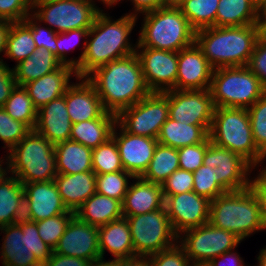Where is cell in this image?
Here are the masks:
<instances>
[{
  "instance_id": "obj_57",
  "label": "cell",
  "mask_w": 266,
  "mask_h": 266,
  "mask_svg": "<svg viewBox=\"0 0 266 266\" xmlns=\"http://www.w3.org/2000/svg\"><path fill=\"white\" fill-rule=\"evenodd\" d=\"M117 266H152L149 256L136 255L117 260Z\"/></svg>"
},
{
  "instance_id": "obj_4",
  "label": "cell",
  "mask_w": 266,
  "mask_h": 266,
  "mask_svg": "<svg viewBox=\"0 0 266 266\" xmlns=\"http://www.w3.org/2000/svg\"><path fill=\"white\" fill-rule=\"evenodd\" d=\"M142 15L137 47L179 52L195 43L196 30L178 6H163Z\"/></svg>"
},
{
  "instance_id": "obj_45",
  "label": "cell",
  "mask_w": 266,
  "mask_h": 266,
  "mask_svg": "<svg viewBox=\"0 0 266 266\" xmlns=\"http://www.w3.org/2000/svg\"><path fill=\"white\" fill-rule=\"evenodd\" d=\"M89 29L90 28H80L57 34V39H56L57 59L62 64L70 65L75 69V59L74 58L69 59V57H67L68 51L74 49V47L78 44V40L80 42V40L84 38V40L86 41ZM74 39H77L76 43L74 42L75 41ZM70 43L73 44L74 46L71 45Z\"/></svg>"
},
{
  "instance_id": "obj_7",
  "label": "cell",
  "mask_w": 266,
  "mask_h": 266,
  "mask_svg": "<svg viewBox=\"0 0 266 266\" xmlns=\"http://www.w3.org/2000/svg\"><path fill=\"white\" fill-rule=\"evenodd\" d=\"M209 138L213 144L240 155L254 169L266 159L255 145L249 112L245 108H215Z\"/></svg>"
},
{
  "instance_id": "obj_36",
  "label": "cell",
  "mask_w": 266,
  "mask_h": 266,
  "mask_svg": "<svg viewBox=\"0 0 266 266\" xmlns=\"http://www.w3.org/2000/svg\"><path fill=\"white\" fill-rule=\"evenodd\" d=\"M36 49L31 27L25 21L11 22L4 56L15 60L17 64L31 56Z\"/></svg>"
},
{
  "instance_id": "obj_3",
  "label": "cell",
  "mask_w": 266,
  "mask_h": 266,
  "mask_svg": "<svg viewBox=\"0 0 266 266\" xmlns=\"http://www.w3.org/2000/svg\"><path fill=\"white\" fill-rule=\"evenodd\" d=\"M258 24L239 27H206L196 31L195 43L214 69L247 66L257 40Z\"/></svg>"
},
{
  "instance_id": "obj_6",
  "label": "cell",
  "mask_w": 266,
  "mask_h": 266,
  "mask_svg": "<svg viewBox=\"0 0 266 266\" xmlns=\"http://www.w3.org/2000/svg\"><path fill=\"white\" fill-rule=\"evenodd\" d=\"M209 223L234 233L242 241L253 233L266 230L258 199L250 188L226 192L212 200Z\"/></svg>"
},
{
  "instance_id": "obj_61",
  "label": "cell",
  "mask_w": 266,
  "mask_h": 266,
  "mask_svg": "<svg viewBox=\"0 0 266 266\" xmlns=\"http://www.w3.org/2000/svg\"><path fill=\"white\" fill-rule=\"evenodd\" d=\"M257 264L256 266H266V246L264 248H262L259 251V255H257Z\"/></svg>"
},
{
  "instance_id": "obj_48",
  "label": "cell",
  "mask_w": 266,
  "mask_h": 266,
  "mask_svg": "<svg viewBox=\"0 0 266 266\" xmlns=\"http://www.w3.org/2000/svg\"><path fill=\"white\" fill-rule=\"evenodd\" d=\"M193 183V172L179 168L161 184L163 196L193 191Z\"/></svg>"
},
{
  "instance_id": "obj_17",
  "label": "cell",
  "mask_w": 266,
  "mask_h": 266,
  "mask_svg": "<svg viewBox=\"0 0 266 266\" xmlns=\"http://www.w3.org/2000/svg\"><path fill=\"white\" fill-rule=\"evenodd\" d=\"M164 206L177 235L209 222L210 200L194 191L164 196Z\"/></svg>"
},
{
  "instance_id": "obj_15",
  "label": "cell",
  "mask_w": 266,
  "mask_h": 266,
  "mask_svg": "<svg viewBox=\"0 0 266 266\" xmlns=\"http://www.w3.org/2000/svg\"><path fill=\"white\" fill-rule=\"evenodd\" d=\"M203 165L217 168L218 184L225 192L249 188V178L254 168L240 155L210 142Z\"/></svg>"
},
{
  "instance_id": "obj_13",
  "label": "cell",
  "mask_w": 266,
  "mask_h": 266,
  "mask_svg": "<svg viewBox=\"0 0 266 266\" xmlns=\"http://www.w3.org/2000/svg\"><path fill=\"white\" fill-rule=\"evenodd\" d=\"M242 240L234 233L207 224L190 228L178 235L191 263H208L225 252L235 250Z\"/></svg>"
},
{
  "instance_id": "obj_26",
  "label": "cell",
  "mask_w": 266,
  "mask_h": 266,
  "mask_svg": "<svg viewBox=\"0 0 266 266\" xmlns=\"http://www.w3.org/2000/svg\"><path fill=\"white\" fill-rule=\"evenodd\" d=\"M54 181L64 205L70 211L75 212L89 197L96 193V174L94 171L57 174Z\"/></svg>"
},
{
  "instance_id": "obj_62",
  "label": "cell",
  "mask_w": 266,
  "mask_h": 266,
  "mask_svg": "<svg viewBox=\"0 0 266 266\" xmlns=\"http://www.w3.org/2000/svg\"><path fill=\"white\" fill-rule=\"evenodd\" d=\"M4 160L6 159L0 158V180L8 173L7 165L3 168V164H7Z\"/></svg>"
},
{
  "instance_id": "obj_9",
  "label": "cell",
  "mask_w": 266,
  "mask_h": 266,
  "mask_svg": "<svg viewBox=\"0 0 266 266\" xmlns=\"http://www.w3.org/2000/svg\"><path fill=\"white\" fill-rule=\"evenodd\" d=\"M5 234L0 248L3 266H28L36 260L47 261L53 250L39 236L37 223L25 218L0 227Z\"/></svg>"
},
{
  "instance_id": "obj_66",
  "label": "cell",
  "mask_w": 266,
  "mask_h": 266,
  "mask_svg": "<svg viewBox=\"0 0 266 266\" xmlns=\"http://www.w3.org/2000/svg\"><path fill=\"white\" fill-rule=\"evenodd\" d=\"M191 266H210V265L206 262V263H192Z\"/></svg>"
},
{
  "instance_id": "obj_47",
  "label": "cell",
  "mask_w": 266,
  "mask_h": 266,
  "mask_svg": "<svg viewBox=\"0 0 266 266\" xmlns=\"http://www.w3.org/2000/svg\"><path fill=\"white\" fill-rule=\"evenodd\" d=\"M24 21L31 27L32 36L37 49L45 48L52 52L57 58L56 39L58 33L50 29L48 26L43 27L40 25V21L32 13L28 15Z\"/></svg>"
},
{
  "instance_id": "obj_22",
  "label": "cell",
  "mask_w": 266,
  "mask_h": 266,
  "mask_svg": "<svg viewBox=\"0 0 266 266\" xmlns=\"http://www.w3.org/2000/svg\"><path fill=\"white\" fill-rule=\"evenodd\" d=\"M65 92V103L72 124L100 118L106 110L94 86L86 78H76ZM81 81V82H80Z\"/></svg>"
},
{
  "instance_id": "obj_20",
  "label": "cell",
  "mask_w": 266,
  "mask_h": 266,
  "mask_svg": "<svg viewBox=\"0 0 266 266\" xmlns=\"http://www.w3.org/2000/svg\"><path fill=\"white\" fill-rule=\"evenodd\" d=\"M53 251L92 262L100 259L98 227L83 222L74 215Z\"/></svg>"
},
{
  "instance_id": "obj_44",
  "label": "cell",
  "mask_w": 266,
  "mask_h": 266,
  "mask_svg": "<svg viewBox=\"0 0 266 266\" xmlns=\"http://www.w3.org/2000/svg\"><path fill=\"white\" fill-rule=\"evenodd\" d=\"M247 110L255 145L266 156V92Z\"/></svg>"
},
{
  "instance_id": "obj_24",
  "label": "cell",
  "mask_w": 266,
  "mask_h": 266,
  "mask_svg": "<svg viewBox=\"0 0 266 266\" xmlns=\"http://www.w3.org/2000/svg\"><path fill=\"white\" fill-rule=\"evenodd\" d=\"M129 184L128 190L122 201L123 217L136 216L150 213L164 207L162 185L148 182L141 177Z\"/></svg>"
},
{
  "instance_id": "obj_16",
  "label": "cell",
  "mask_w": 266,
  "mask_h": 266,
  "mask_svg": "<svg viewBox=\"0 0 266 266\" xmlns=\"http://www.w3.org/2000/svg\"><path fill=\"white\" fill-rule=\"evenodd\" d=\"M145 84L150 92H165L175 88L178 52L137 47Z\"/></svg>"
},
{
  "instance_id": "obj_29",
  "label": "cell",
  "mask_w": 266,
  "mask_h": 266,
  "mask_svg": "<svg viewBox=\"0 0 266 266\" xmlns=\"http://www.w3.org/2000/svg\"><path fill=\"white\" fill-rule=\"evenodd\" d=\"M211 125H190L170 117L161 126L157 141L172 148L200 144L209 137Z\"/></svg>"
},
{
  "instance_id": "obj_58",
  "label": "cell",
  "mask_w": 266,
  "mask_h": 266,
  "mask_svg": "<svg viewBox=\"0 0 266 266\" xmlns=\"http://www.w3.org/2000/svg\"><path fill=\"white\" fill-rule=\"evenodd\" d=\"M10 27H11L10 21L0 19V55L2 52L5 55L7 35L9 33ZM1 58L2 57H0V60H3Z\"/></svg>"
},
{
  "instance_id": "obj_54",
  "label": "cell",
  "mask_w": 266,
  "mask_h": 266,
  "mask_svg": "<svg viewBox=\"0 0 266 266\" xmlns=\"http://www.w3.org/2000/svg\"><path fill=\"white\" fill-rule=\"evenodd\" d=\"M91 263L92 261L89 260L58 254L54 251L47 260V266H90Z\"/></svg>"
},
{
  "instance_id": "obj_60",
  "label": "cell",
  "mask_w": 266,
  "mask_h": 266,
  "mask_svg": "<svg viewBox=\"0 0 266 266\" xmlns=\"http://www.w3.org/2000/svg\"><path fill=\"white\" fill-rule=\"evenodd\" d=\"M90 266H117V260L112 259L111 261H106L100 258L93 261Z\"/></svg>"
},
{
  "instance_id": "obj_31",
  "label": "cell",
  "mask_w": 266,
  "mask_h": 266,
  "mask_svg": "<svg viewBox=\"0 0 266 266\" xmlns=\"http://www.w3.org/2000/svg\"><path fill=\"white\" fill-rule=\"evenodd\" d=\"M116 114L106 111L100 118L72 124L70 140L91 149L97 148L112 136Z\"/></svg>"
},
{
  "instance_id": "obj_53",
  "label": "cell",
  "mask_w": 266,
  "mask_h": 266,
  "mask_svg": "<svg viewBox=\"0 0 266 266\" xmlns=\"http://www.w3.org/2000/svg\"><path fill=\"white\" fill-rule=\"evenodd\" d=\"M17 86L12 69L3 60H0V107H3L10 97L12 90Z\"/></svg>"
},
{
  "instance_id": "obj_46",
  "label": "cell",
  "mask_w": 266,
  "mask_h": 266,
  "mask_svg": "<svg viewBox=\"0 0 266 266\" xmlns=\"http://www.w3.org/2000/svg\"><path fill=\"white\" fill-rule=\"evenodd\" d=\"M210 142L211 140L208 137L200 144L178 148L177 152L179 155L178 160L180 169L194 172L203 165L205 152Z\"/></svg>"
},
{
  "instance_id": "obj_42",
  "label": "cell",
  "mask_w": 266,
  "mask_h": 266,
  "mask_svg": "<svg viewBox=\"0 0 266 266\" xmlns=\"http://www.w3.org/2000/svg\"><path fill=\"white\" fill-rule=\"evenodd\" d=\"M74 215V211H69L67 213L59 214L36 222L39 236L52 250H54L58 245V242L64 234L69 221Z\"/></svg>"
},
{
  "instance_id": "obj_23",
  "label": "cell",
  "mask_w": 266,
  "mask_h": 266,
  "mask_svg": "<svg viewBox=\"0 0 266 266\" xmlns=\"http://www.w3.org/2000/svg\"><path fill=\"white\" fill-rule=\"evenodd\" d=\"M71 128L72 122L68 115L65 95L38 109L34 130L54 145L70 140Z\"/></svg>"
},
{
  "instance_id": "obj_18",
  "label": "cell",
  "mask_w": 266,
  "mask_h": 266,
  "mask_svg": "<svg viewBox=\"0 0 266 266\" xmlns=\"http://www.w3.org/2000/svg\"><path fill=\"white\" fill-rule=\"evenodd\" d=\"M111 137L117 144L124 170L133 177H141L153 158L155 148L158 145L157 139L130 134L117 122Z\"/></svg>"
},
{
  "instance_id": "obj_33",
  "label": "cell",
  "mask_w": 266,
  "mask_h": 266,
  "mask_svg": "<svg viewBox=\"0 0 266 266\" xmlns=\"http://www.w3.org/2000/svg\"><path fill=\"white\" fill-rule=\"evenodd\" d=\"M258 24L256 0H220L216 12V27H239Z\"/></svg>"
},
{
  "instance_id": "obj_34",
  "label": "cell",
  "mask_w": 266,
  "mask_h": 266,
  "mask_svg": "<svg viewBox=\"0 0 266 266\" xmlns=\"http://www.w3.org/2000/svg\"><path fill=\"white\" fill-rule=\"evenodd\" d=\"M62 63L45 48L36 49L31 56L12 68L18 86L37 80L58 69Z\"/></svg>"
},
{
  "instance_id": "obj_52",
  "label": "cell",
  "mask_w": 266,
  "mask_h": 266,
  "mask_svg": "<svg viewBox=\"0 0 266 266\" xmlns=\"http://www.w3.org/2000/svg\"><path fill=\"white\" fill-rule=\"evenodd\" d=\"M258 172L257 176L250 178L249 188L258 199L261 218L266 228V171L262 168Z\"/></svg>"
},
{
  "instance_id": "obj_8",
  "label": "cell",
  "mask_w": 266,
  "mask_h": 266,
  "mask_svg": "<svg viewBox=\"0 0 266 266\" xmlns=\"http://www.w3.org/2000/svg\"><path fill=\"white\" fill-rule=\"evenodd\" d=\"M210 91L215 108L248 109L266 89L247 66H242L214 69Z\"/></svg>"
},
{
  "instance_id": "obj_27",
  "label": "cell",
  "mask_w": 266,
  "mask_h": 266,
  "mask_svg": "<svg viewBox=\"0 0 266 266\" xmlns=\"http://www.w3.org/2000/svg\"><path fill=\"white\" fill-rule=\"evenodd\" d=\"M98 239L101 259H105V250L114 256V260L136 256L129 224L125 217L98 227Z\"/></svg>"
},
{
  "instance_id": "obj_39",
  "label": "cell",
  "mask_w": 266,
  "mask_h": 266,
  "mask_svg": "<svg viewBox=\"0 0 266 266\" xmlns=\"http://www.w3.org/2000/svg\"><path fill=\"white\" fill-rule=\"evenodd\" d=\"M92 167L95 174L125 171L117 144L112 137L97 148L92 149Z\"/></svg>"
},
{
  "instance_id": "obj_11",
  "label": "cell",
  "mask_w": 266,
  "mask_h": 266,
  "mask_svg": "<svg viewBox=\"0 0 266 266\" xmlns=\"http://www.w3.org/2000/svg\"><path fill=\"white\" fill-rule=\"evenodd\" d=\"M128 221L135 255L151 256L178 242L165 206L156 211L125 217Z\"/></svg>"
},
{
  "instance_id": "obj_51",
  "label": "cell",
  "mask_w": 266,
  "mask_h": 266,
  "mask_svg": "<svg viewBox=\"0 0 266 266\" xmlns=\"http://www.w3.org/2000/svg\"><path fill=\"white\" fill-rule=\"evenodd\" d=\"M247 67L259 78L266 89V39L262 35L255 44Z\"/></svg>"
},
{
  "instance_id": "obj_21",
  "label": "cell",
  "mask_w": 266,
  "mask_h": 266,
  "mask_svg": "<svg viewBox=\"0 0 266 266\" xmlns=\"http://www.w3.org/2000/svg\"><path fill=\"white\" fill-rule=\"evenodd\" d=\"M214 68L196 43L178 52L174 90L210 89Z\"/></svg>"
},
{
  "instance_id": "obj_65",
  "label": "cell",
  "mask_w": 266,
  "mask_h": 266,
  "mask_svg": "<svg viewBox=\"0 0 266 266\" xmlns=\"http://www.w3.org/2000/svg\"><path fill=\"white\" fill-rule=\"evenodd\" d=\"M28 266H47V261L36 260L33 263H30Z\"/></svg>"
},
{
  "instance_id": "obj_40",
  "label": "cell",
  "mask_w": 266,
  "mask_h": 266,
  "mask_svg": "<svg viewBox=\"0 0 266 266\" xmlns=\"http://www.w3.org/2000/svg\"><path fill=\"white\" fill-rule=\"evenodd\" d=\"M133 178L127 171L96 174V192L122 202Z\"/></svg>"
},
{
  "instance_id": "obj_1",
  "label": "cell",
  "mask_w": 266,
  "mask_h": 266,
  "mask_svg": "<svg viewBox=\"0 0 266 266\" xmlns=\"http://www.w3.org/2000/svg\"><path fill=\"white\" fill-rule=\"evenodd\" d=\"M138 17L129 12L114 20L101 9L83 42L82 53L75 58L77 78H86L107 62L135 53L137 44L130 42L129 36Z\"/></svg>"
},
{
  "instance_id": "obj_5",
  "label": "cell",
  "mask_w": 266,
  "mask_h": 266,
  "mask_svg": "<svg viewBox=\"0 0 266 266\" xmlns=\"http://www.w3.org/2000/svg\"><path fill=\"white\" fill-rule=\"evenodd\" d=\"M5 156L8 173L23 184L52 181L57 175L55 145L35 130Z\"/></svg>"
},
{
  "instance_id": "obj_64",
  "label": "cell",
  "mask_w": 266,
  "mask_h": 266,
  "mask_svg": "<svg viewBox=\"0 0 266 266\" xmlns=\"http://www.w3.org/2000/svg\"><path fill=\"white\" fill-rule=\"evenodd\" d=\"M184 0H164V6H178Z\"/></svg>"
},
{
  "instance_id": "obj_67",
  "label": "cell",
  "mask_w": 266,
  "mask_h": 266,
  "mask_svg": "<svg viewBox=\"0 0 266 266\" xmlns=\"http://www.w3.org/2000/svg\"><path fill=\"white\" fill-rule=\"evenodd\" d=\"M261 35L266 39V25L261 29Z\"/></svg>"
},
{
  "instance_id": "obj_43",
  "label": "cell",
  "mask_w": 266,
  "mask_h": 266,
  "mask_svg": "<svg viewBox=\"0 0 266 266\" xmlns=\"http://www.w3.org/2000/svg\"><path fill=\"white\" fill-rule=\"evenodd\" d=\"M31 129L21 121L13 119L0 107V140L4 143L3 148L8 152L13 149Z\"/></svg>"
},
{
  "instance_id": "obj_50",
  "label": "cell",
  "mask_w": 266,
  "mask_h": 266,
  "mask_svg": "<svg viewBox=\"0 0 266 266\" xmlns=\"http://www.w3.org/2000/svg\"><path fill=\"white\" fill-rule=\"evenodd\" d=\"M32 5L33 0H0V19L10 22L24 21L32 13Z\"/></svg>"
},
{
  "instance_id": "obj_32",
  "label": "cell",
  "mask_w": 266,
  "mask_h": 266,
  "mask_svg": "<svg viewBox=\"0 0 266 266\" xmlns=\"http://www.w3.org/2000/svg\"><path fill=\"white\" fill-rule=\"evenodd\" d=\"M57 174L93 171L92 149L73 140L55 144Z\"/></svg>"
},
{
  "instance_id": "obj_30",
  "label": "cell",
  "mask_w": 266,
  "mask_h": 266,
  "mask_svg": "<svg viewBox=\"0 0 266 266\" xmlns=\"http://www.w3.org/2000/svg\"><path fill=\"white\" fill-rule=\"evenodd\" d=\"M24 218L23 183L8 173L0 180V227Z\"/></svg>"
},
{
  "instance_id": "obj_12",
  "label": "cell",
  "mask_w": 266,
  "mask_h": 266,
  "mask_svg": "<svg viewBox=\"0 0 266 266\" xmlns=\"http://www.w3.org/2000/svg\"><path fill=\"white\" fill-rule=\"evenodd\" d=\"M169 118V98L161 92H150L131 107L116 115V122L128 133L158 138L161 126Z\"/></svg>"
},
{
  "instance_id": "obj_28",
  "label": "cell",
  "mask_w": 266,
  "mask_h": 266,
  "mask_svg": "<svg viewBox=\"0 0 266 266\" xmlns=\"http://www.w3.org/2000/svg\"><path fill=\"white\" fill-rule=\"evenodd\" d=\"M75 215L83 222L101 227L123 217L122 202L96 192L75 211Z\"/></svg>"
},
{
  "instance_id": "obj_37",
  "label": "cell",
  "mask_w": 266,
  "mask_h": 266,
  "mask_svg": "<svg viewBox=\"0 0 266 266\" xmlns=\"http://www.w3.org/2000/svg\"><path fill=\"white\" fill-rule=\"evenodd\" d=\"M220 0H184L178 5L190 25L197 31L214 27Z\"/></svg>"
},
{
  "instance_id": "obj_19",
  "label": "cell",
  "mask_w": 266,
  "mask_h": 266,
  "mask_svg": "<svg viewBox=\"0 0 266 266\" xmlns=\"http://www.w3.org/2000/svg\"><path fill=\"white\" fill-rule=\"evenodd\" d=\"M24 218L38 222L70 210L64 205L55 181L24 183Z\"/></svg>"
},
{
  "instance_id": "obj_56",
  "label": "cell",
  "mask_w": 266,
  "mask_h": 266,
  "mask_svg": "<svg viewBox=\"0 0 266 266\" xmlns=\"http://www.w3.org/2000/svg\"><path fill=\"white\" fill-rule=\"evenodd\" d=\"M133 3L132 15L138 16L151 10H156L164 6V0H130Z\"/></svg>"
},
{
  "instance_id": "obj_2",
  "label": "cell",
  "mask_w": 266,
  "mask_h": 266,
  "mask_svg": "<svg viewBox=\"0 0 266 266\" xmlns=\"http://www.w3.org/2000/svg\"><path fill=\"white\" fill-rule=\"evenodd\" d=\"M86 79L94 86L103 108L116 115L150 93L136 53L107 62Z\"/></svg>"
},
{
  "instance_id": "obj_63",
  "label": "cell",
  "mask_w": 266,
  "mask_h": 266,
  "mask_svg": "<svg viewBox=\"0 0 266 266\" xmlns=\"http://www.w3.org/2000/svg\"><path fill=\"white\" fill-rule=\"evenodd\" d=\"M92 1L95 2L94 0ZM98 1L103 2V4L106 5V8L107 6L110 8V7H114V5L118 4V2L119 1L121 2L122 0H98Z\"/></svg>"
},
{
  "instance_id": "obj_14",
  "label": "cell",
  "mask_w": 266,
  "mask_h": 266,
  "mask_svg": "<svg viewBox=\"0 0 266 266\" xmlns=\"http://www.w3.org/2000/svg\"><path fill=\"white\" fill-rule=\"evenodd\" d=\"M169 117L190 125H211L215 106L210 89L169 90Z\"/></svg>"
},
{
  "instance_id": "obj_41",
  "label": "cell",
  "mask_w": 266,
  "mask_h": 266,
  "mask_svg": "<svg viewBox=\"0 0 266 266\" xmlns=\"http://www.w3.org/2000/svg\"><path fill=\"white\" fill-rule=\"evenodd\" d=\"M193 177V191L199 196L212 201L226 193L218 184L217 168L201 165L193 172Z\"/></svg>"
},
{
  "instance_id": "obj_59",
  "label": "cell",
  "mask_w": 266,
  "mask_h": 266,
  "mask_svg": "<svg viewBox=\"0 0 266 266\" xmlns=\"http://www.w3.org/2000/svg\"><path fill=\"white\" fill-rule=\"evenodd\" d=\"M258 25L261 29L266 25V0L258 2Z\"/></svg>"
},
{
  "instance_id": "obj_55",
  "label": "cell",
  "mask_w": 266,
  "mask_h": 266,
  "mask_svg": "<svg viewBox=\"0 0 266 266\" xmlns=\"http://www.w3.org/2000/svg\"><path fill=\"white\" fill-rule=\"evenodd\" d=\"M208 264L210 266H245L243 258L233 250L211 259Z\"/></svg>"
},
{
  "instance_id": "obj_38",
  "label": "cell",
  "mask_w": 266,
  "mask_h": 266,
  "mask_svg": "<svg viewBox=\"0 0 266 266\" xmlns=\"http://www.w3.org/2000/svg\"><path fill=\"white\" fill-rule=\"evenodd\" d=\"M3 108L13 119L23 122L34 130L38 109L33 105L32 99L23 86L17 85L12 90Z\"/></svg>"
},
{
  "instance_id": "obj_35",
  "label": "cell",
  "mask_w": 266,
  "mask_h": 266,
  "mask_svg": "<svg viewBox=\"0 0 266 266\" xmlns=\"http://www.w3.org/2000/svg\"><path fill=\"white\" fill-rule=\"evenodd\" d=\"M179 155L176 148L158 143L148 168L141 176L142 179L162 184L174 171L179 169Z\"/></svg>"
},
{
  "instance_id": "obj_10",
  "label": "cell",
  "mask_w": 266,
  "mask_h": 266,
  "mask_svg": "<svg viewBox=\"0 0 266 266\" xmlns=\"http://www.w3.org/2000/svg\"><path fill=\"white\" fill-rule=\"evenodd\" d=\"M92 0H33L32 14L57 33L91 28L101 8Z\"/></svg>"
},
{
  "instance_id": "obj_25",
  "label": "cell",
  "mask_w": 266,
  "mask_h": 266,
  "mask_svg": "<svg viewBox=\"0 0 266 266\" xmlns=\"http://www.w3.org/2000/svg\"><path fill=\"white\" fill-rule=\"evenodd\" d=\"M73 76L75 79L77 78L75 69L70 65L62 64L55 71L31 81L23 87L27 90L33 105L39 109L51 100L64 96L72 83L70 79Z\"/></svg>"
},
{
  "instance_id": "obj_49",
  "label": "cell",
  "mask_w": 266,
  "mask_h": 266,
  "mask_svg": "<svg viewBox=\"0 0 266 266\" xmlns=\"http://www.w3.org/2000/svg\"><path fill=\"white\" fill-rule=\"evenodd\" d=\"M149 257L152 266H191L192 264L178 242L170 248Z\"/></svg>"
}]
</instances>
